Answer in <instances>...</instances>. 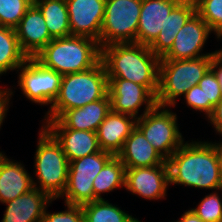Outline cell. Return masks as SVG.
Segmentation results:
<instances>
[{"mask_svg": "<svg viewBox=\"0 0 222 222\" xmlns=\"http://www.w3.org/2000/svg\"><path fill=\"white\" fill-rule=\"evenodd\" d=\"M185 141L167 160L170 185L221 190L222 165L215 142Z\"/></svg>", "mask_w": 222, "mask_h": 222, "instance_id": "obj_1", "label": "cell"}, {"mask_svg": "<svg viewBox=\"0 0 222 222\" xmlns=\"http://www.w3.org/2000/svg\"><path fill=\"white\" fill-rule=\"evenodd\" d=\"M160 60L149 46L138 43H114L101 48V61L108 78L125 79L145 86L155 97Z\"/></svg>", "mask_w": 222, "mask_h": 222, "instance_id": "obj_2", "label": "cell"}, {"mask_svg": "<svg viewBox=\"0 0 222 222\" xmlns=\"http://www.w3.org/2000/svg\"><path fill=\"white\" fill-rule=\"evenodd\" d=\"M108 90V77L101 60L88 70L62 75L59 94L44 118L58 119L69 109L105 98Z\"/></svg>", "mask_w": 222, "mask_h": 222, "instance_id": "obj_3", "label": "cell"}, {"mask_svg": "<svg viewBox=\"0 0 222 222\" xmlns=\"http://www.w3.org/2000/svg\"><path fill=\"white\" fill-rule=\"evenodd\" d=\"M34 58L61 75L94 67L101 60V47L83 36L53 38Z\"/></svg>", "mask_w": 222, "mask_h": 222, "instance_id": "obj_4", "label": "cell"}, {"mask_svg": "<svg viewBox=\"0 0 222 222\" xmlns=\"http://www.w3.org/2000/svg\"><path fill=\"white\" fill-rule=\"evenodd\" d=\"M41 127L33 165L37 180L33 179V184L34 188L56 200L66 189L69 161L60 143L43 125Z\"/></svg>", "mask_w": 222, "mask_h": 222, "instance_id": "obj_5", "label": "cell"}, {"mask_svg": "<svg viewBox=\"0 0 222 222\" xmlns=\"http://www.w3.org/2000/svg\"><path fill=\"white\" fill-rule=\"evenodd\" d=\"M213 55L183 60H160L156 104L174 107L177 99L192 86L198 85L211 68Z\"/></svg>", "mask_w": 222, "mask_h": 222, "instance_id": "obj_6", "label": "cell"}, {"mask_svg": "<svg viewBox=\"0 0 222 222\" xmlns=\"http://www.w3.org/2000/svg\"><path fill=\"white\" fill-rule=\"evenodd\" d=\"M142 0H106L99 45L136 43Z\"/></svg>", "mask_w": 222, "mask_h": 222, "instance_id": "obj_7", "label": "cell"}, {"mask_svg": "<svg viewBox=\"0 0 222 222\" xmlns=\"http://www.w3.org/2000/svg\"><path fill=\"white\" fill-rule=\"evenodd\" d=\"M170 109L156 105L136 121L147 141L166 161L185 142L177 115Z\"/></svg>", "mask_w": 222, "mask_h": 222, "instance_id": "obj_8", "label": "cell"}, {"mask_svg": "<svg viewBox=\"0 0 222 222\" xmlns=\"http://www.w3.org/2000/svg\"><path fill=\"white\" fill-rule=\"evenodd\" d=\"M113 157L100 151L69 162L67 186L60 198L70 205H83L95 200L93 181L103 166Z\"/></svg>", "mask_w": 222, "mask_h": 222, "instance_id": "obj_9", "label": "cell"}, {"mask_svg": "<svg viewBox=\"0 0 222 222\" xmlns=\"http://www.w3.org/2000/svg\"><path fill=\"white\" fill-rule=\"evenodd\" d=\"M16 73L17 86L29 101L44 106L53 104L59 94L61 74L43 66L34 57H28Z\"/></svg>", "mask_w": 222, "mask_h": 222, "instance_id": "obj_10", "label": "cell"}, {"mask_svg": "<svg viewBox=\"0 0 222 222\" xmlns=\"http://www.w3.org/2000/svg\"><path fill=\"white\" fill-rule=\"evenodd\" d=\"M108 89L111 111L116 113L138 119L157 105L156 97L145 86L129 80L108 78ZM143 105L144 111L139 115Z\"/></svg>", "mask_w": 222, "mask_h": 222, "instance_id": "obj_11", "label": "cell"}, {"mask_svg": "<svg viewBox=\"0 0 222 222\" xmlns=\"http://www.w3.org/2000/svg\"><path fill=\"white\" fill-rule=\"evenodd\" d=\"M211 33L213 32L208 24L195 13L176 34L173 46L161 60H183L214 55L218 50L202 53Z\"/></svg>", "mask_w": 222, "mask_h": 222, "instance_id": "obj_12", "label": "cell"}, {"mask_svg": "<svg viewBox=\"0 0 222 222\" xmlns=\"http://www.w3.org/2000/svg\"><path fill=\"white\" fill-rule=\"evenodd\" d=\"M169 185L168 164L125 169V189L141 198L165 199Z\"/></svg>", "mask_w": 222, "mask_h": 222, "instance_id": "obj_13", "label": "cell"}, {"mask_svg": "<svg viewBox=\"0 0 222 222\" xmlns=\"http://www.w3.org/2000/svg\"><path fill=\"white\" fill-rule=\"evenodd\" d=\"M111 111L110 98L91 102L81 108L69 109L58 119H44L46 129H74L97 132L99 125Z\"/></svg>", "mask_w": 222, "mask_h": 222, "instance_id": "obj_14", "label": "cell"}, {"mask_svg": "<svg viewBox=\"0 0 222 222\" xmlns=\"http://www.w3.org/2000/svg\"><path fill=\"white\" fill-rule=\"evenodd\" d=\"M70 32L99 42L106 0H66Z\"/></svg>", "mask_w": 222, "mask_h": 222, "instance_id": "obj_15", "label": "cell"}, {"mask_svg": "<svg viewBox=\"0 0 222 222\" xmlns=\"http://www.w3.org/2000/svg\"><path fill=\"white\" fill-rule=\"evenodd\" d=\"M19 45L28 57L37 55L53 38L44 16L33 3L15 28Z\"/></svg>", "mask_w": 222, "mask_h": 222, "instance_id": "obj_16", "label": "cell"}, {"mask_svg": "<svg viewBox=\"0 0 222 222\" xmlns=\"http://www.w3.org/2000/svg\"><path fill=\"white\" fill-rule=\"evenodd\" d=\"M181 0H142L136 43L150 46L162 28L167 16Z\"/></svg>", "mask_w": 222, "mask_h": 222, "instance_id": "obj_17", "label": "cell"}, {"mask_svg": "<svg viewBox=\"0 0 222 222\" xmlns=\"http://www.w3.org/2000/svg\"><path fill=\"white\" fill-rule=\"evenodd\" d=\"M24 164L0 151V203L4 204L34 189L33 177Z\"/></svg>", "mask_w": 222, "mask_h": 222, "instance_id": "obj_18", "label": "cell"}, {"mask_svg": "<svg viewBox=\"0 0 222 222\" xmlns=\"http://www.w3.org/2000/svg\"><path fill=\"white\" fill-rule=\"evenodd\" d=\"M136 121L131 115L110 111L96 132L100 149L117 156L136 127Z\"/></svg>", "mask_w": 222, "mask_h": 222, "instance_id": "obj_19", "label": "cell"}, {"mask_svg": "<svg viewBox=\"0 0 222 222\" xmlns=\"http://www.w3.org/2000/svg\"><path fill=\"white\" fill-rule=\"evenodd\" d=\"M117 157L124 164L125 169L167 164L137 126L125 140Z\"/></svg>", "mask_w": 222, "mask_h": 222, "instance_id": "obj_20", "label": "cell"}, {"mask_svg": "<svg viewBox=\"0 0 222 222\" xmlns=\"http://www.w3.org/2000/svg\"><path fill=\"white\" fill-rule=\"evenodd\" d=\"M52 200L46 193L34 188L6 203L1 222H39L46 206Z\"/></svg>", "mask_w": 222, "mask_h": 222, "instance_id": "obj_21", "label": "cell"}, {"mask_svg": "<svg viewBox=\"0 0 222 222\" xmlns=\"http://www.w3.org/2000/svg\"><path fill=\"white\" fill-rule=\"evenodd\" d=\"M195 13L196 6L190 0H181L167 16L164 28L149 49L162 58L173 46L176 34Z\"/></svg>", "mask_w": 222, "mask_h": 222, "instance_id": "obj_22", "label": "cell"}, {"mask_svg": "<svg viewBox=\"0 0 222 222\" xmlns=\"http://www.w3.org/2000/svg\"><path fill=\"white\" fill-rule=\"evenodd\" d=\"M60 143L69 162L100 152L96 132L74 129H47Z\"/></svg>", "mask_w": 222, "mask_h": 222, "instance_id": "obj_23", "label": "cell"}, {"mask_svg": "<svg viewBox=\"0 0 222 222\" xmlns=\"http://www.w3.org/2000/svg\"><path fill=\"white\" fill-rule=\"evenodd\" d=\"M52 38L71 36L66 0H37Z\"/></svg>", "mask_w": 222, "mask_h": 222, "instance_id": "obj_24", "label": "cell"}, {"mask_svg": "<svg viewBox=\"0 0 222 222\" xmlns=\"http://www.w3.org/2000/svg\"><path fill=\"white\" fill-rule=\"evenodd\" d=\"M28 59L22 51L16 31L0 26V76L17 69Z\"/></svg>", "mask_w": 222, "mask_h": 222, "instance_id": "obj_25", "label": "cell"}, {"mask_svg": "<svg viewBox=\"0 0 222 222\" xmlns=\"http://www.w3.org/2000/svg\"><path fill=\"white\" fill-rule=\"evenodd\" d=\"M125 187V166L117 156H113L97 174L93 181L94 196L104 199L101 194Z\"/></svg>", "mask_w": 222, "mask_h": 222, "instance_id": "obj_26", "label": "cell"}, {"mask_svg": "<svg viewBox=\"0 0 222 222\" xmlns=\"http://www.w3.org/2000/svg\"><path fill=\"white\" fill-rule=\"evenodd\" d=\"M81 207L84 213V222H140L105 199L95 200L83 204Z\"/></svg>", "mask_w": 222, "mask_h": 222, "instance_id": "obj_27", "label": "cell"}, {"mask_svg": "<svg viewBox=\"0 0 222 222\" xmlns=\"http://www.w3.org/2000/svg\"><path fill=\"white\" fill-rule=\"evenodd\" d=\"M32 4L31 0H0V26L15 29Z\"/></svg>", "mask_w": 222, "mask_h": 222, "instance_id": "obj_28", "label": "cell"}, {"mask_svg": "<svg viewBox=\"0 0 222 222\" xmlns=\"http://www.w3.org/2000/svg\"><path fill=\"white\" fill-rule=\"evenodd\" d=\"M204 95V115L208 117L212 114L214 107L221 100V87L217 76L210 68L198 83Z\"/></svg>", "mask_w": 222, "mask_h": 222, "instance_id": "obj_29", "label": "cell"}, {"mask_svg": "<svg viewBox=\"0 0 222 222\" xmlns=\"http://www.w3.org/2000/svg\"><path fill=\"white\" fill-rule=\"evenodd\" d=\"M219 191L222 189L207 194L196 208H191L204 222H222V196Z\"/></svg>", "mask_w": 222, "mask_h": 222, "instance_id": "obj_30", "label": "cell"}, {"mask_svg": "<svg viewBox=\"0 0 222 222\" xmlns=\"http://www.w3.org/2000/svg\"><path fill=\"white\" fill-rule=\"evenodd\" d=\"M196 13L219 39L222 36V0H203L196 7Z\"/></svg>", "mask_w": 222, "mask_h": 222, "instance_id": "obj_31", "label": "cell"}, {"mask_svg": "<svg viewBox=\"0 0 222 222\" xmlns=\"http://www.w3.org/2000/svg\"><path fill=\"white\" fill-rule=\"evenodd\" d=\"M64 204L66 207L64 211L50 213L47 211L49 203L39 222H84V213L81 205Z\"/></svg>", "mask_w": 222, "mask_h": 222, "instance_id": "obj_32", "label": "cell"}, {"mask_svg": "<svg viewBox=\"0 0 222 222\" xmlns=\"http://www.w3.org/2000/svg\"><path fill=\"white\" fill-rule=\"evenodd\" d=\"M183 97L188 107L204 113V95L199 85L192 86Z\"/></svg>", "mask_w": 222, "mask_h": 222, "instance_id": "obj_33", "label": "cell"}, {"mask_svg": "<svg viewBox=\"0 0 222 222\" xmlns=\"http://www.w3.org/2000/svg\"><path fill=\"white\" fill-rule=\"evenodd\" d=\"M13 92L15 93V91L10 88L1 89L0 87V129L7 117L6 115L9 110L10 99L14 95Z\"/></svg>", "mask_w": 222, "mask_h": 222, "instance_id": "obj_34", "label": "cell"}, {"mask_svg": "<svg viewBox=\"0 0 222 222\" xmlns=\"http://www.w3.org/2000/svg\"><path fill=\"white\" fill-rule=\"evenodd\" d=\"M208 122L213 125L214 131L222 136V98L214 107L212 114L208 117Z\"/></svg>", "mask_w": 222, "mask_h": 222, "instance_id": "obj_35", "label": "cell"}, {"mask_svg": "<svg viewBox=\"0 0 222 222\" xmlns=\"http://www.w3.org/2000/svg\"><path fill=\"white\" fill-rule=\"evenodd\" d=\"M211 69L217 76L222 94V55L218 51L212 57Z\"/></svg>", "mask_w": 222, "mask_h": 222, "instance_id": "obj_36", "label": "cell"}, {"mask_svg": "<svg viewBox=\"0 0 222 222\" xmlns=\"http://www.w3.org/2000/svg\"><path fill=\"white\" fill-rule=\"evenodd\" d=\"M174 222H204L201 220L192 209H188L184 214L181 215V218Z\"/></svg>", "mask_w": 222, "mask_h": 222, "instance_id": "obj_37", "label": "cell"}, {"mask_svg": "<svg viewBox=\"0 0 222 222\" xmlns=\"http://www.w3.org/2000/svg\"><path fill=\"white\" fill-rule=\"evenodd\" d=\"M215 145L217 147V150L219 152V155H220V160H221V165H222V142H215Z\"/></svg>", "mask_w": 222, "mask_h": 222, "instance_id": "obj_38", "label": "cell"}, {"mask_svg": "<svg viewBox=\"0 0 222 222\" xmlns=\"http://www.w3.org/2000/svg\"><path fill=\"white\" fill-rule=\"evenodd\" d=\"M196 7L203 1V0H190Z\"/></svg>", "mask_w": 222, "mask_h": 222, "instance_id": "obj_39", "label": "cell"}, {"mask_svg": "<svg viewBox=\"0 0 222 222\" xmlns=\"http://www.w3.org/2000/svg\"><path fill=\"white\" fill-rule=\"evenodd\" d=\"M222 36L218 39L221 40ZM218 52L222 55V48L218 50Z\"/></svg>", "mask_w": 222, "mask_h": 222, "instance_id": "obj_40", "label": "cell"}]
</instances>
